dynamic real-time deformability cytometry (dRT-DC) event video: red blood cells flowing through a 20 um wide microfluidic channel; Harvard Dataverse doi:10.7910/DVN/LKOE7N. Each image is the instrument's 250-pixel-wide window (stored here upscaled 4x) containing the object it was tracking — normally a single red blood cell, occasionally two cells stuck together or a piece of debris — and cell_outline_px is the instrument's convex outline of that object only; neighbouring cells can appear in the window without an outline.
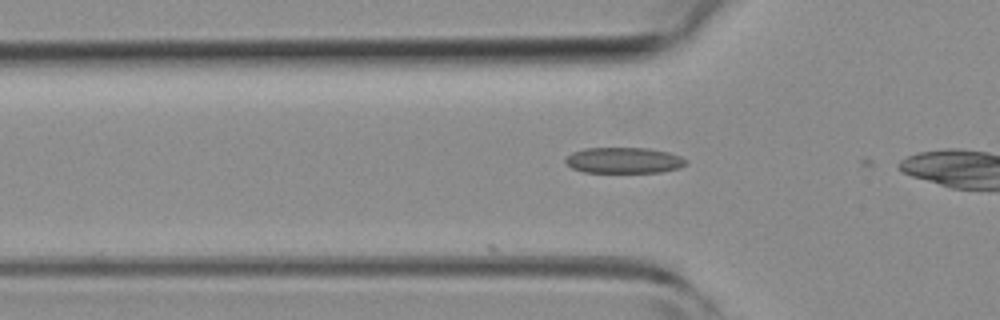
{"species": "common noctule bat (a hibernating species)", "species_latin": "Nyctalus noctula", "temperature_condition": "room temperature", "stored_images_in_passage": 7, "camera_frame_rate_fps": 3000, "um_per_image_px": 0.085, "animal": {"sex": "female", "body_mass_g": 19.3, "forearm_length_mm": 54.1}, "frame": {"image": 1, "passage_image": 7, "time_ms": 2.0, "image_size_px": [1000, 320], "cell_outline_px": [[688, 164], [680, 168], [660, 172], [584, 172], [572, 168], [564, 160], [572, 152], [584, 148], [648, 148], [668, 152], [680, 156], [688, 160]], "centroid_in_image_um": [53.06, 13.63], "position_along_channel_um": 72.7, "area_um2": 18.21}}